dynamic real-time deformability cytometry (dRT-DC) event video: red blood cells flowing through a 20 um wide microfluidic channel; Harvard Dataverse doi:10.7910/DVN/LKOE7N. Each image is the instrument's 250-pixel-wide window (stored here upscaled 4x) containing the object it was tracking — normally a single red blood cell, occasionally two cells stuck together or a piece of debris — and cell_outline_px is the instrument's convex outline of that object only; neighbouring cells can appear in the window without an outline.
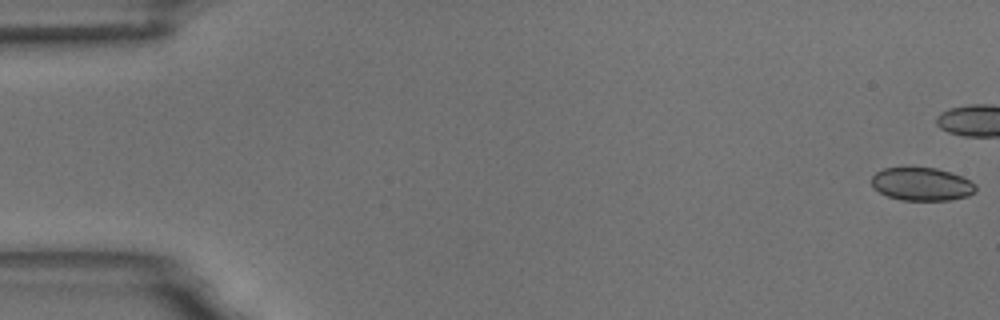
{"species": "common noctule bat (a hibernating species)", "species_latin": "Nyctalus noctula", "temperature_condition": "room temperature", "stored_images_in_passage": 4, "camera_frame_rate_fps": 3000, "um_per_image_px": 0.085, "animal": {"sex": "male", "body_mass_g": 18.8}, "frame": {"image": 1, "passage_image": 1, "time_ms": 0.0, "image_size_px": [1000, 320], "cell_outline_px": [[976, 192], [968, 196], [948, 200], [900, 200], [888, 196], [872, 188], [872, 176], [876, 172], [884, 168], [936, 168], [960, 176], [976, 184]], "centroid_in_image_um": [78.34, 15.66], "position_along_channel_um": 6.7, "area_um2": 19.94}}